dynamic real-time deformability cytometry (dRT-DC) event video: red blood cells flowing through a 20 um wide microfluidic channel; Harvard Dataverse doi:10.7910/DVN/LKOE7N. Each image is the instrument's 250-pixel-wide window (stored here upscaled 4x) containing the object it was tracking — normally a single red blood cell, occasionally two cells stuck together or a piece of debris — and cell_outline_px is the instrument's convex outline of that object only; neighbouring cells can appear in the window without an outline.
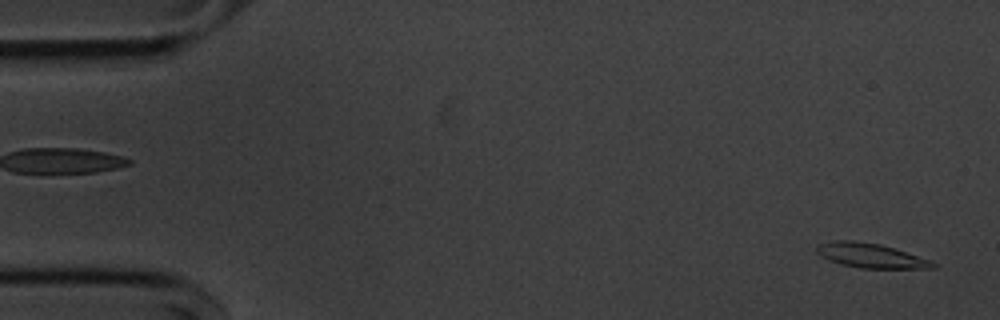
{"species": "common noctule bat (a hibernating species)", "species_latin": "Nyctalus noctula", "temperature_condition": "cold", "stored_images_in_passage": 54, "segment_of_instrument_passage": [1, 2], "camera_frame_rate_fps": 3000, "um_per_image_px": 0.085, "animal": {"sex": "male", "body_mass_g": 20.1, "forearm_length_mm": 53.5}, "frame": {"image": 1, "passage_image": 1, "time_ms": 0.0, "image_size_px": [1000, 320], "cell_outline_px": [[940, 264], [936, 268], [860, 268], [840, 264], [828, 260], [820, 256], [816, 252], [816, 244], [832, 240], [852, 240], [880, 244], [932, 260]], "centroid_in_image_um": [73.99, 21.72], "position_along_channel_um": 11.0, "area_um2": 16.82}}
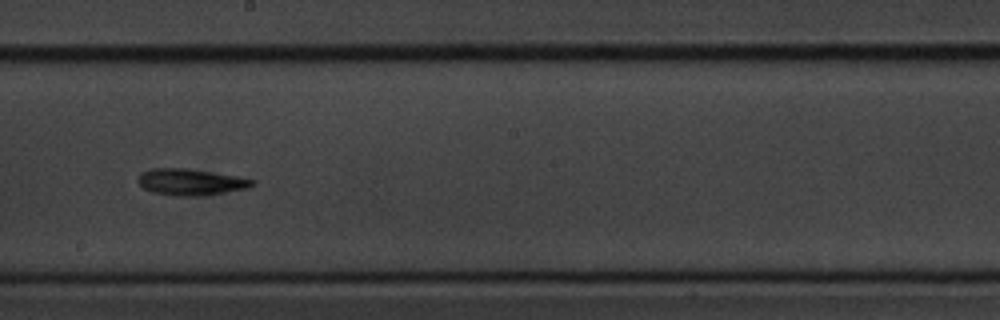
{"frame": {"image": 2, "passage_image": 29, "time_ms": 9.333, "image_size_px": [1000, 320], "cell_outline_px": [[256, 180], [248, 188], [224, 192], [196, 196], [176, 196], [152, 192], [144, 188], [136, 180], [140, 172], [152, 168], [184, 168], [236, 176]], "centroid_in_image_um": [16.14, 15.46], "position_along_channel_um": 232.1, "area_um2": 17.4}}
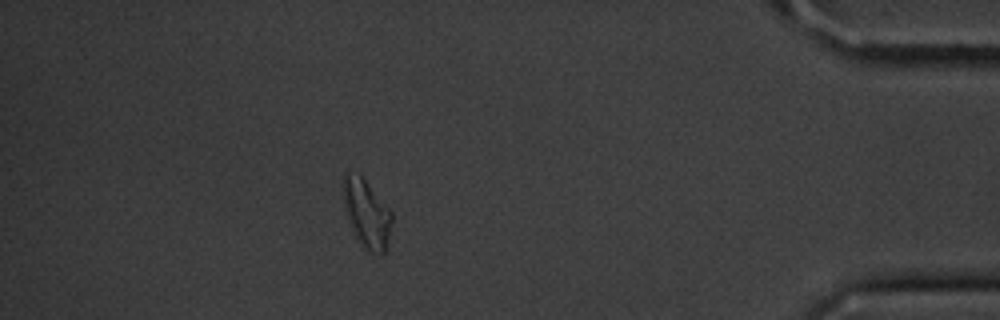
{"frame": {"image": 3, "passage_image": 47, "time_ms": 15.333, "image_size_px": [1000, 320], "cell_outline_px": [[392, 220], [384, 252], [380, 256], [368, 252], [360, 244], [352, 228], [344, 208], [340, 192], [344, 176], [348, 172], [360, 172], [392, 212]], "centroid_in_image_um": [31.12, 18.09], "position_along_channel_um": 404.1, "area_um2": 19.71}}